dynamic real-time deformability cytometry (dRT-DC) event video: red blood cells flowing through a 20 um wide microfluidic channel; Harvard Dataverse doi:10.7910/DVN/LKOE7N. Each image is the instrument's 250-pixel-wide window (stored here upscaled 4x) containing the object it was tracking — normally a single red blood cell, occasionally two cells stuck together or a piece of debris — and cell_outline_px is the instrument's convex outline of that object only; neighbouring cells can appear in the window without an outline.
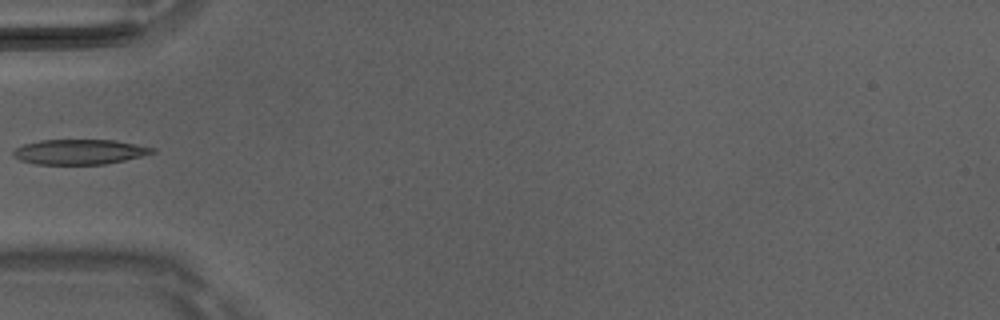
{"species": "Egyptian fruit bat (a non-hibernating species)", "species_latin": "Rousettus aegyptiacus", "temperature_condition": "room temperature", "stored_images_in_passage": 4, "camera_frame_rate_fps": 3000, "um_per_image_px": 0.085, "animal": {"sex": "male"}, "frame": {"image": 1, "passage_image": 4, "time_ms": 1.0, "image_size_px": [1000, 320], "cell_outline_px": [[156, 152], [124, 160], [104, 164], [36, 164], [20, 160], [12, 156], [12, 152], [16, 148], [24, 144], [40, 140], [116, 140], [156, 148]], "centroid_in_image_um": [6.75, 12.9], "position_along_channel_um": 78.3, "area_um2": 20.23}}